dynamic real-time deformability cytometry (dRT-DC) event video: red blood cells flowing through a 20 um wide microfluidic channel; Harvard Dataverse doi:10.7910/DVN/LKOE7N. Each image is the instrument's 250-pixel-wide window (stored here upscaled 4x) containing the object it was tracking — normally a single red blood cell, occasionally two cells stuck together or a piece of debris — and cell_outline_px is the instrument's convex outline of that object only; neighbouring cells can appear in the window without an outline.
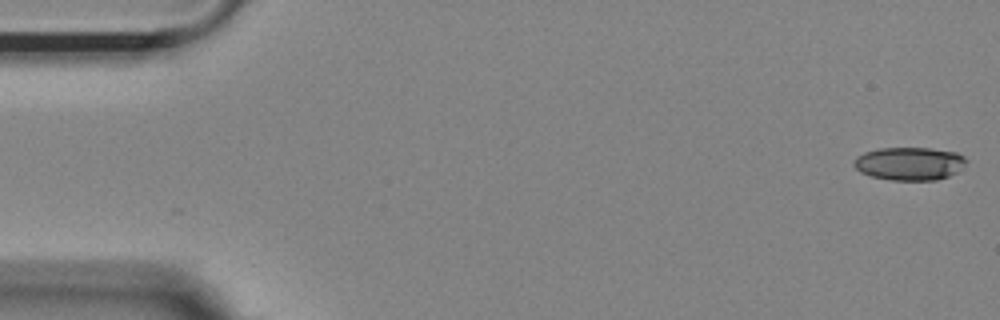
{"species": "Egyptian fruit bat (a non-hibernating species)", "species_latin": "Rousettus aegyptiacus", "temperature_condition": "room temperature", "stored_images_in_passage": 10, "camera_frame_rate_fps": 3000, "um_per_image_px": 0.085, "animal": {"sex": "female"}, "frame": {"image": 1, "passage_image": 1, "time_ms": 0.0, "image_size_px": [1000, 320], "cell_outline_px": [[968, 160], [956, 172], [948, 176], [936, 180], [892, 180], [872, 176], [860, 172], [852, 164], [852, 160], [856, 156], [864, 152], [876, 148], [932, 148], [956, 152], [964, 156]], "centroid_in_image_um": [77.27, 13.89], "position_along_channel_um": 7.7, "area_um2": 21.79}}